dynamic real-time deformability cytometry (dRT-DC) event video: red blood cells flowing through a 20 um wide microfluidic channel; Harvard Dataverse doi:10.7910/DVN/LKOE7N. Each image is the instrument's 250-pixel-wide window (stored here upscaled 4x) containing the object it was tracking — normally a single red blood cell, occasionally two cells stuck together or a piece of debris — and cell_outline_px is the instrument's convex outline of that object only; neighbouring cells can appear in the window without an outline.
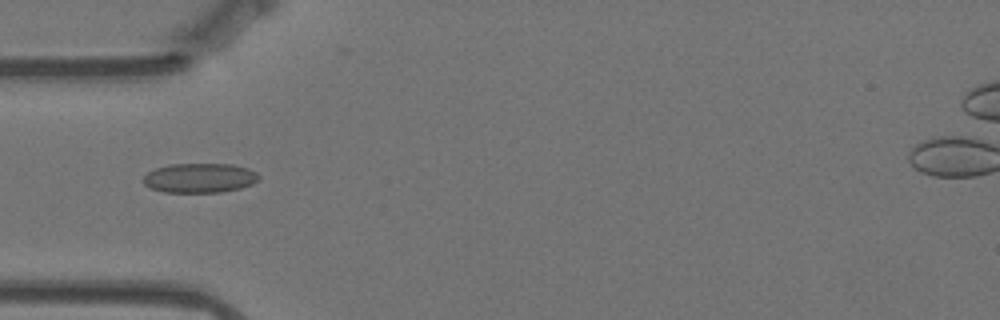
{"species": "Egyptian fruit bat (a non-hibernating species)", "species_latin": "Rousettus aegyptiacus", "temperature_condition": "warm", "stored_images_in_passage": 57, "camera_frame_rate_fps": 3000, "um_per_image_px": 0.085, "animal": {"sex": "female"}, "frame": {"image": 1, "passage_image": 17, "time_ms": 5.333, "image_size_px": [1000, 320], "cell_outline_px": [[260, 176], [252, 184], [240, 188], [220, 192], [164, 192], [152, 188], [144, 184], [144, 176], [148, 172], [156, 168], [168, 164], [232, 164], [248, 168], [256, 172]], "centroid_in_image_um": [16.98, 15.12], "position_along_channel_um": 68.0, "area_um2": 19.77}}
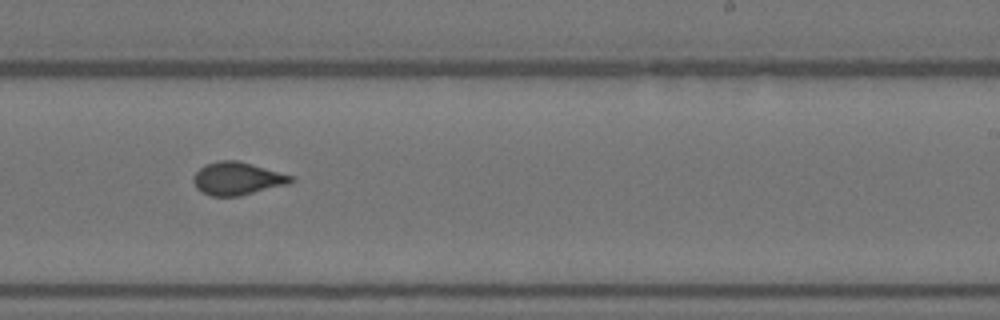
{"frame": {"image": 2, "passage_image": 34, "time_ms": 11.0, "image_size_px": [1000, 320], "cell_outline_px": [[296, 180], [288, 184], [240, 196], [212, 196], [200, 192], [196, 188], [192, 180], [192, 176], [204, 164], [220, 160], [240, 160], [292, 176]], "centroid_in_image_um": [20.13, 15.17], "position_along_channel_um": 268.9, "area_um2": 18.84}}
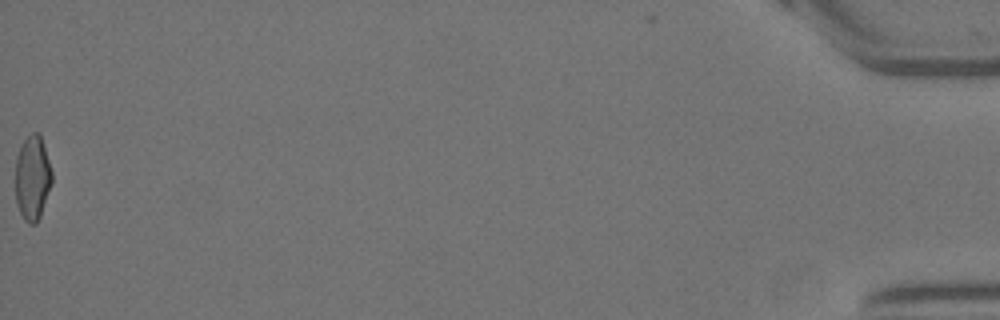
{"frame": {"image": 3, "passage_image": 57, "time_ms": 18.667, "image_size_px": [1000, 320], "cell_outline_px": [[52, 184], [40, 216], [36, 224], [28, 224], [24, 220], [16, 204], [16, 156], [24, 140], [32, 132], [40, 132], [52, 172]], "centroid_in_image_um": [2.77, 15.13], "position_along_channel_um": 432.4, "area_um2": 18.09}, "authors_computed_cell_mechanics": {"area_um2": 18.8428, "velocity_mm_per_s": 3.5246, "shape_relaxation_time_tau1_ms": null, "shape_relaxation_time_tau2_ms": 1.0326, "deformation_change_tau1": null, "deformation_change_tau2": 0.0565}}